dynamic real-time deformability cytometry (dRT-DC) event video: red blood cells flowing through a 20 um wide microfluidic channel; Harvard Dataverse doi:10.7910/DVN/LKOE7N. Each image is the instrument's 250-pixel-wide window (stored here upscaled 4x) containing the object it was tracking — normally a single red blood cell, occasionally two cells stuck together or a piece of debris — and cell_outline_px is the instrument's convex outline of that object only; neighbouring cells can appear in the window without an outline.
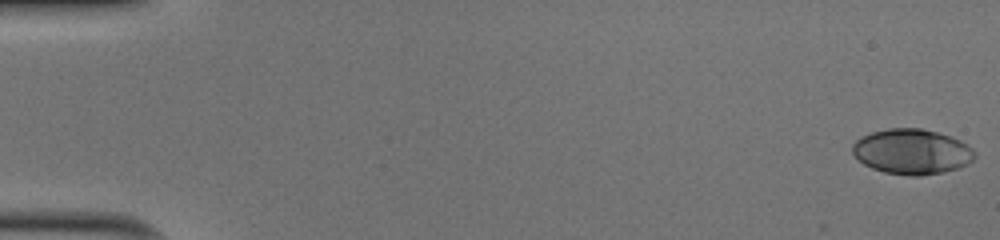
{"species": "human", "species_latin": "Homo sapiens", "temperature_condition": "cold", "stored_images_in_passage": 51, "camera_frame_rate_fps": 3000, "um_per_image_px": 0.085, "donor": {"sex": "male"}, "frame": {"image": 1, "passage_image": 1, "time_ms": 0.0, "image_size_px": [1000, 240], "cell_outline_px": [[976, 156], [968, 164], [944, 172], [920, 176], [908, 176], [884, 172], [872, 168], [864, 164], [852, 152], [852, 144], [860, 136], [872, 132], [888, 128], [920, 128], [936, 132], [960, 140], [968, 144], [976, 152]], "centroid_in_image_um": [77.51, 12.89], "position_along_channel_um": 7.5, "area_um2": 32.31}}
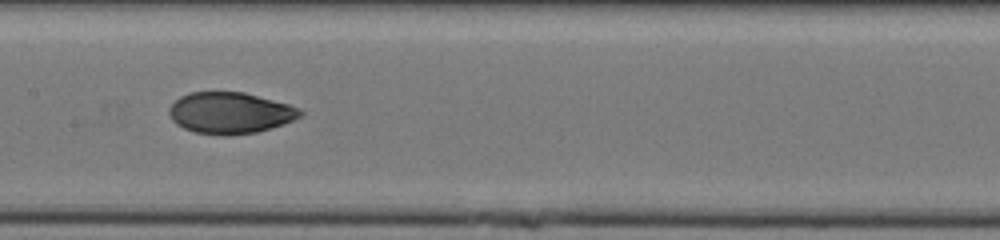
{"frame": {"image": 2, "passage_image": 27, "time_ms": 8.667, "image_size_px": [1000, 240], "cell_outline_px": [[304, 112], [300, 116], [284, 124], [272, 128], [256, 132], [196, 132], [184, 128], [176, 124], [172, 120], [168, 112], [168, 108], [180, 96], [192, 92], [244, 92], [288, 104], [300, 108]], "centroid_in_image_um": [19.57, 9.55], "position_along_channel_um": 187.8, "area_um2": 30.69}}
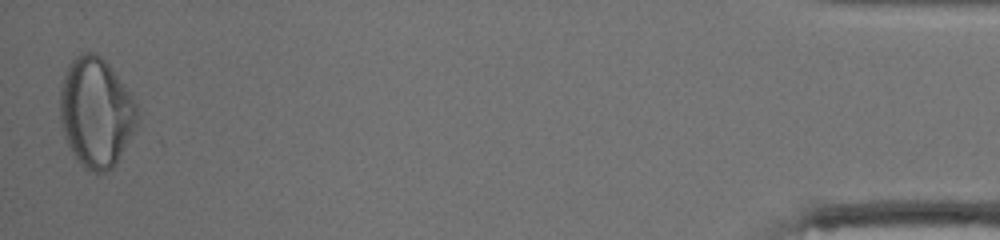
{"frame": {"image": 3, "passage_image": 51, "time_ms": 16.667, "image_size_px": [1000, 240], "cell_outline_px": [[140, 112], [136, 124], [116, 164], [112, 168], [104, 172], [96, 172], [88, 168], [72, 152], [64, 136], [60, 120], [60, 88], [68, 64], [76, 56], [84, 52], [96, 52], [108, 64], [132, 96]], "centroid_in_image_um": [8.15, 9.52], "position_along_channel_um": 427.0, "area_um2": 48.73}, "authors_computed_cell_mechanics": {"area_um2": 31.79, "velocity_mm_per_s": 4.0493, "shape_relaxation_time_tau1_ms": 9.3599, "shape_relaxation_time_tau2_ms": 1.9789, "deformation_change_tau1": 0.2614, "deformation_change_tau2": 0.0563}}